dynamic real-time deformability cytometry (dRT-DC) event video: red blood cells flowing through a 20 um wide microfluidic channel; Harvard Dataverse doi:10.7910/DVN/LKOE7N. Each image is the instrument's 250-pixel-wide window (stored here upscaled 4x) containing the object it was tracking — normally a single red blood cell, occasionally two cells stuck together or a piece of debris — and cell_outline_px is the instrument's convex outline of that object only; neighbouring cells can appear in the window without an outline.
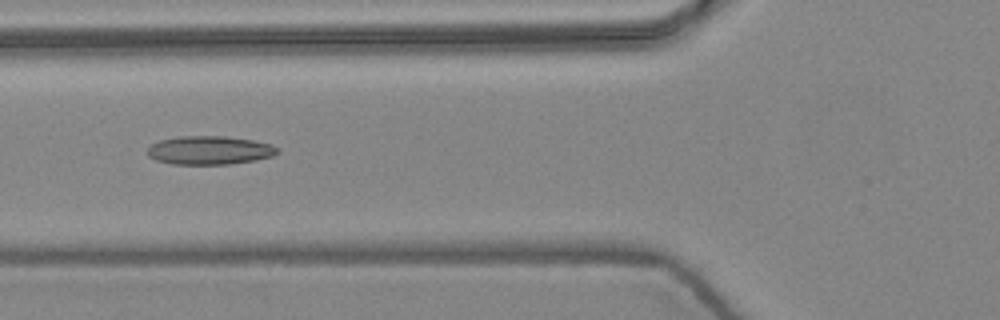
{"species": "common noctule bat (a hibernating species)", "species_latin": "Nyctalus noctula", "temperature_condition": "warm", "stored_images_in_passage": 8, "camera_frame_rate_fps": 3000, "um_per_image_px": 0.085, "animal": {"sex": "female", "body_mass_g": 24.6, "forearm_length_mm": 56.2}, "frame": {"image": 1, "passage_image": 5, "time_ms": 1.333, "image_size_px": [1000, 320], "cell_outline_px": [[280, 152], [272, 156], [256, 160], [228, 164], [172, 164], [156, 160], [148, 156], [148, 148], [152, 144], [160, 140], [180, 136], [224, 136], [252, 140], [272, 144], [280, 148]], "centroid_in_image_um": [17.84, 12.77], "position_along_channel_um": 108.0, "area_um2": 21.68}}
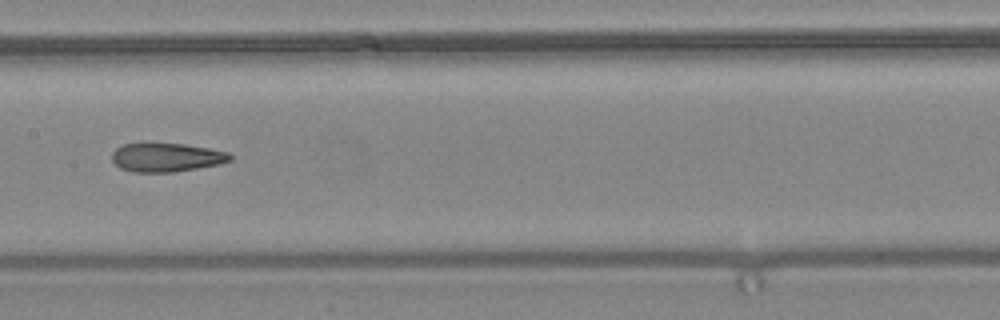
{"frame": {"image": 2, "passage_image": 7, "time_ms": 2.0, "image_size_px": [1000, 320], "cell_outline_px": [[232, 160], [220, 164], [172, 172], [132, 172], [120, 168], [112, 160], [112, 152], [116, 148], [124, 144], [184, 144], [208, 148], [228, 152], [232, 156]], "centroid_in_image_um": [14.15, 13.39], "position_along_channel_um": 193.2, "area_um2": 19.59}}
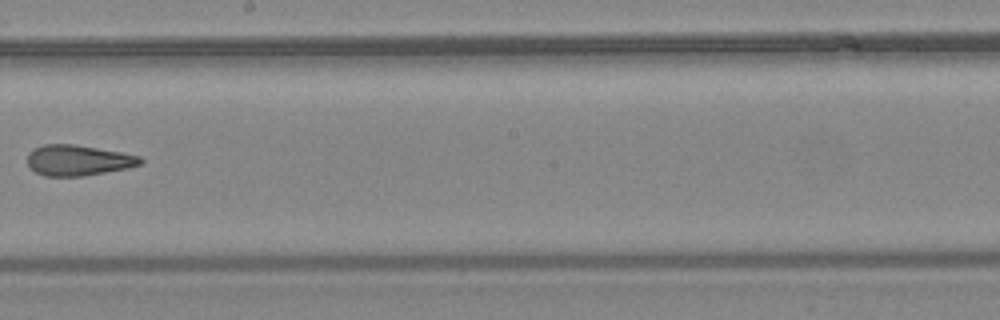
{"frame": {"image": 3, "passage_image": 8, "time_ms": 2.333, "image_size_px": [1000, 320], "cell_outline_px": [[144, 160], [140, 164], [128, 168], [84, 176], [44, 176], [28, 168], [28, 152], [44, 144], [72, 144], [120, 152], [140, 156]], "centroid_in_image_um": [6.62, 13.63], "position_along_channel_um": 241.6, "area_um2": 20.11}}